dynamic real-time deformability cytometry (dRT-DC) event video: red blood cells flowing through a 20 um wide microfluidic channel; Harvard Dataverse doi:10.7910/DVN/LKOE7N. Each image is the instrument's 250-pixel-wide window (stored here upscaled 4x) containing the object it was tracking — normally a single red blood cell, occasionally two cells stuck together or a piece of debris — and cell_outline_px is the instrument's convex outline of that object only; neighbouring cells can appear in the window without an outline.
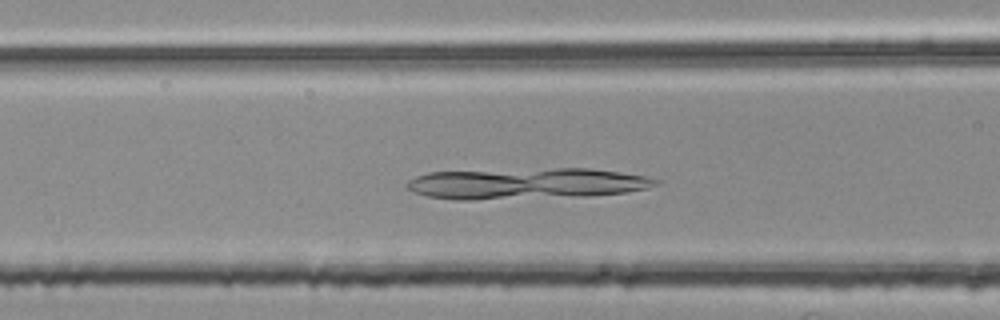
{"species": "common noctule bat (a hibernating species)", "species_latin": "Nyctalus noctula", "temperature_condition": "room temperature", "stored_images_in_passage": 40, "camera_frame_rate_fps": 3000, "um_per_image_px": 0.085, "animal": {"sex": "female", "body_mass_g": 25.1}, "frame": {"image": 1, "passage_image": 10, "time_ms": 3.0, "image_size_px": [1000, 320], "cell_outline_px": [[660, 180], [656, 184], [648, 188], [628, 192], [588, 196], [476, 200], [452, 200], [428, 196], [412, 192], [404, 188], [404, 184], [408, 180], [416, 176], [428, 172], [556, 168], [592, 168], [620, 172], [644, 176]], "centroid_in_image_um": [44.69, 15.61], "position_along_channel_um": 121.9, "area_um2": 45.49}}
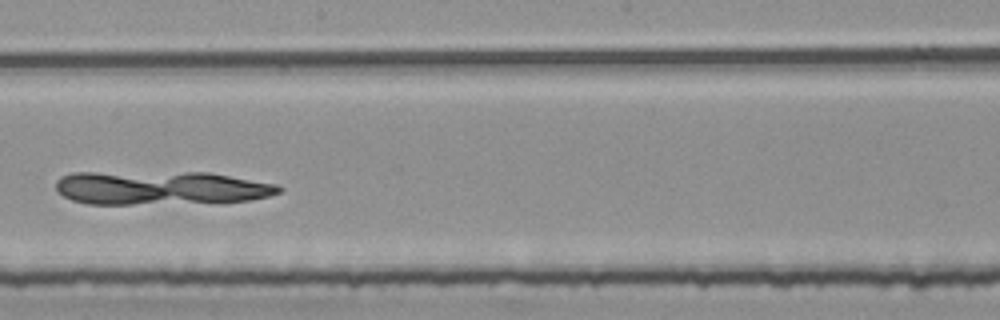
{"frame": {"image": 2, "passage_image": 19, "time_ms": 6.0, "image_size_px": [1000, 320], "cell_outline_px": [[284, 188], [280, 192], [268, 196], [248, 200], [220, 204], [88, 204], [72, 200], [64, 196], [56, 188], [56, 180], [60, 176], [72, 172], [208, 172], [276, 184]], "centroid_in_image_um": [13.68, 15.98], "position_along_channel_um": 234.5, "area_um2": 44.8}}
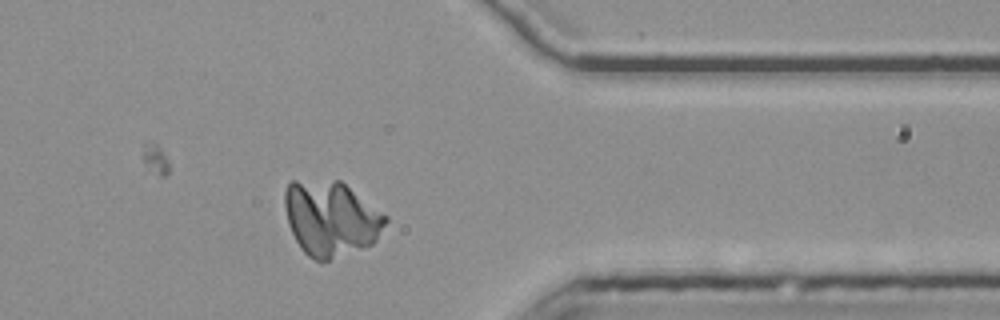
{"frame": {"image": 3, "passage_image": 32, "time_ms": 10.333, "image_size_px": [1000, 320], "cell_outline_px": [[388, 220], [376, 240], [372, 244], [328, 260], [316, 260], [308, 256], [300, 248], [288, 224], [284, 204], [284, 192], [288, 184], [292, 180], [340, 180], [388, 216]], "centroid_in_image_um": [28.11, 18.54], "position_along_channel_um": 383.3, "area_um2": 43.93}}